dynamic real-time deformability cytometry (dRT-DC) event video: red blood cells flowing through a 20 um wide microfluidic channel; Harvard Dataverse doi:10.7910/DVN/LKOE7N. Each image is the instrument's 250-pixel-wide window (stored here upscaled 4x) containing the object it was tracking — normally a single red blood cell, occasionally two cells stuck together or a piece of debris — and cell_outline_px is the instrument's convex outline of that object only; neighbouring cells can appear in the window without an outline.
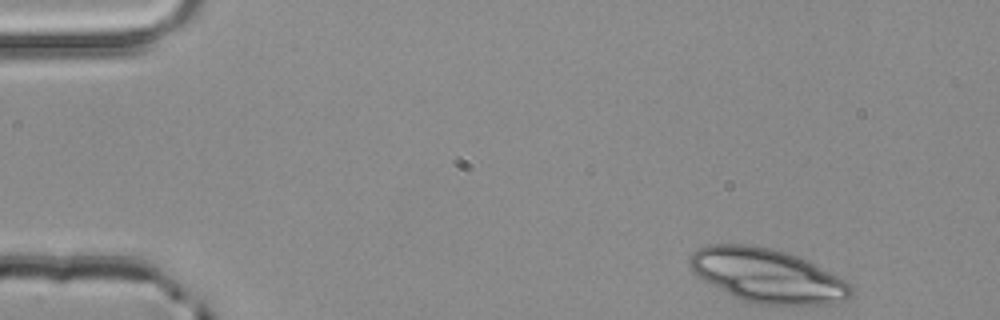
{"species": "common noctule bat (a hibernating species)", "species_latin": "Nyctalus noctula", "temperature_condition": "room temperature", "stored_images_in_passage": 3, "camera_frame_rate_fps": 3000, "um_per_image_px": 0.085, "animal": {"sex": "male", "body_mass_g": 20.4}, "frame": {"image": 1, "passage_image": 1, "time_ms": 0.0, "image_size_px": [1000, 320], "cell_outline_px": [[852, 296], [836, 304], [748, 304], [732, 296], [704, 280], [692, 272], [688, 264], [688, 256], [692, 252], [708, 244], [752, 244], [772, 248], [800, 256], [848, 280], [852, 288]], "centroid_in_image_um": [65.23, 23.42], "position_along_channel_um": 19.8, "area_um2": 51.33}}